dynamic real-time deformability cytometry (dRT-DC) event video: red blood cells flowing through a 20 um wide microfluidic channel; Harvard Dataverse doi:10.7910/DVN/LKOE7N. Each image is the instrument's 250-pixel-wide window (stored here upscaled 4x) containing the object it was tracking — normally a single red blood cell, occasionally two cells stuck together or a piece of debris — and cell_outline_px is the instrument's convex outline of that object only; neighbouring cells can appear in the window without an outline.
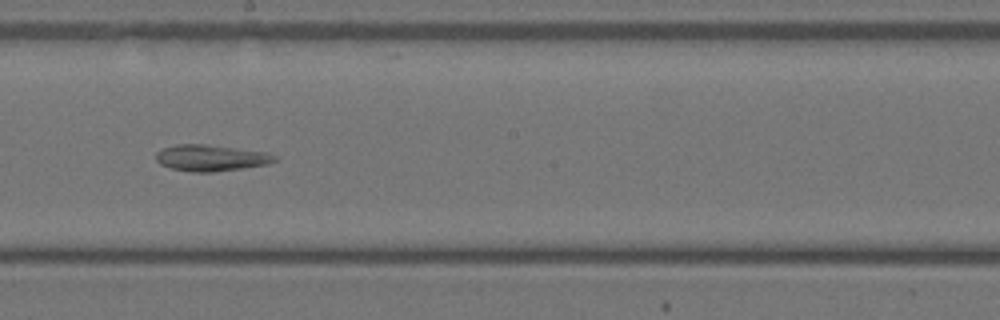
{"species": "Egyptian fruit bat (a non-hibernating species)", "species_latin": "Rousettus aegyptiacus", "temperature_condition": "warm", "stored_images_in_passage": 31, "camera_frame_rate_fps": 3000, "um_per_image_px": 0.085, "animal": {"sex": "female"}, "frame": {"image": 1, "passage_image": 15, "time_ms": 4.667, "image_size_px": [1000, 320], "cell_outline_px": [[276, 160], [268, 164], [244, 168], [212, 172], [192, 172], [172, 168], [160, 164], [156, 160], [156, 152], [164, 148], [176, 144], [204, 144], [264, 152], [276, 156]], "centroid_in_image_um": [17.9, 13.43], "position_along_channel_um": 230.3, "area_um2": 17.98}}
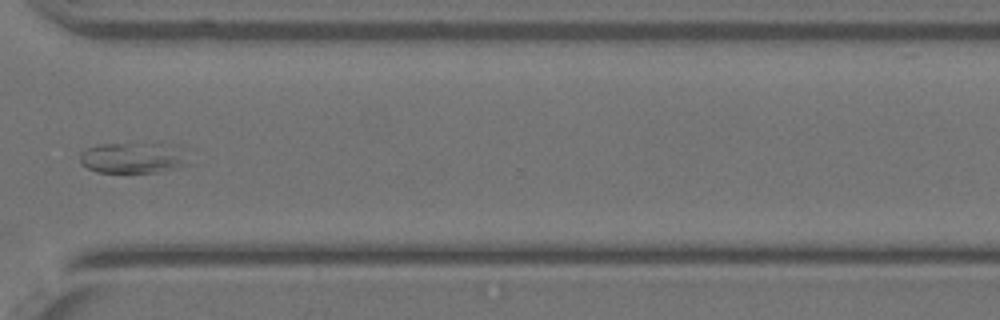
{"frame": {"image": 2, "passage_image": 22, "time_ms": 7.0, "image_size_px": [1000, 320], "cell_outline_px": [[192, 164], [160, 172], [96, 172], [80, 164], [80, 152], [96, 144], [180, 144]], "centroid_in_image_um": [11.39, 13.41], "position_along_channel_um": 359.2, "area_um2": 19.94}}
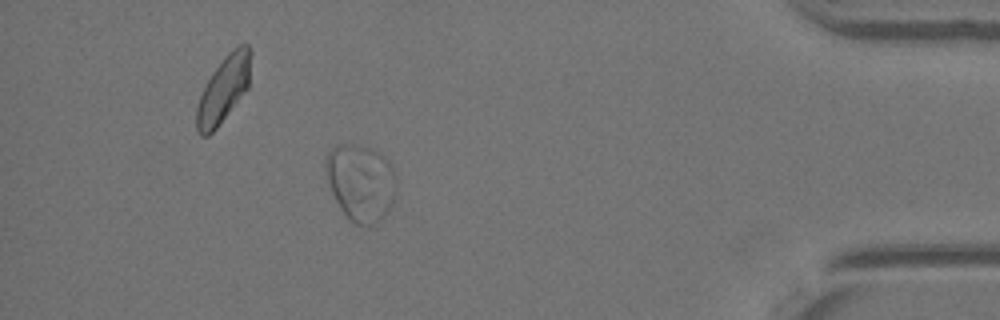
{"frame": {"image": 3, "passage_image": 27, "time_ms": 8.667, "image_size_px": [1000, 320], "cell_outline_px": [[396, 192], [392, 204], [384, 216], [380, 220], [372, 224], [356, 224], [348, 220], [344, 216], [328, 184], [324, 172], [324, 160], [328, 152], [336, 144], [356, 144], [372, 148], [380, 152], [388, 160], [396, 176]], "centroid_in_image_um": [30.64, 15.48], "position_along_channel_um": 404.6, "area_um2": 32.14}}